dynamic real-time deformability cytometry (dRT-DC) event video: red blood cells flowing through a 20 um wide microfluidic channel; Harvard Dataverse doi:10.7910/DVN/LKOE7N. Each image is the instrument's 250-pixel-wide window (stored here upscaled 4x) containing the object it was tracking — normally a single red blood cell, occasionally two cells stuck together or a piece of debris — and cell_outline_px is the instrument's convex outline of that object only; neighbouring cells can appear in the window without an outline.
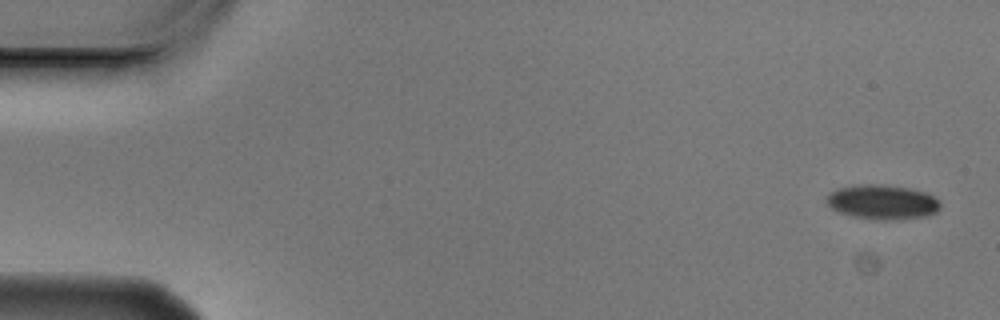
{"species": "Egyptian fruit bat (a non-hibernating species)", "species_latin": "Rousettus aegyptiacus", "temperature_condition": "cold", "stored_images_in_passage": 4, "camera_frame_rate_fps": 3000, "um_per_image_px": 0.085, "animal": {"sex": "male"}, "frame": {"image": 1, "passage_image": 1, "time_ms": 0.0, "image_size_px": [1000, 320], "cell_outline_px": [[940, 208], [936, 212], [924, 216], [880, 220], [852, 216], [840, 212], [832, 208], [828, 204], [824, 196], [836, 188], [852, 184], [884, 184], [908, 188], [928, 192], [940, 200]], "centroid_in_image_um": [74.98, 17.14], "position_along_channel_um": 10.0, "area_um2": 23.06}}
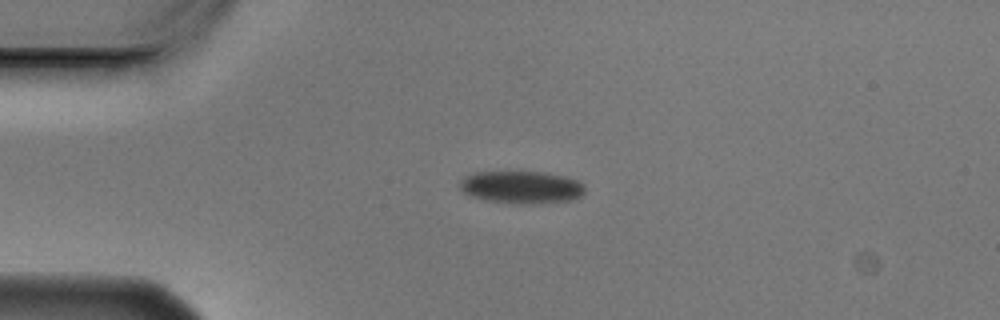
{"frame": {"image": 2, "passage_image": 4, "time_ms": 1.0, "image_size_px": [1000, 320], "cell_outline_px": [[584, 192], [580, 196], [568, 200], [528, 204], [512, 204], [488, 200], [472, 196], [464, 192], [460, 188], [460, 180], [464, 176], [476, 172], [544, 172], [564, 176], [576, 180], [584, 184]], "centroid_in_image_um": [44.3, 15.91], "position_along_channel_um": 40.7, "area_um2": 23.52}}